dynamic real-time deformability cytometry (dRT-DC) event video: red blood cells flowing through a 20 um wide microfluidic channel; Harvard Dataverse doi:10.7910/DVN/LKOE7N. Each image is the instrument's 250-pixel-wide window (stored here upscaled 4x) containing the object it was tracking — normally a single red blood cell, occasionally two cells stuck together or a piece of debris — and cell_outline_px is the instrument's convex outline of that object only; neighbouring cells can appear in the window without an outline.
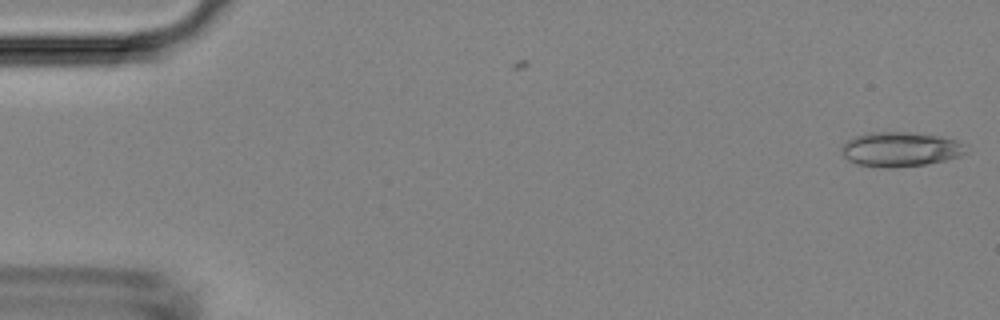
{"species": "Egyptian fruit bat (a non-hibernating species)", "species_latin": "Rousettus aegyptiacus", "temperature_condition": "room temperature", "stored_images_in_passage": 4, "camera_frame_rate_fps": 3000, "um_per_image_px": 0.085, "animal": {"sex": "female"}, "frame": {"image": 1, "passage_image": 1, "time_ms": 0.0, "image_size_px": [1000, 320], "cell_outline_px": [[968, 152], [960, 156], [948, 160], [924, 164], [892, 168], [880, 168], [856, 164], [848, 160], [844, 156], [840, 148], [852, 136], [868, 132], [916, 132], [940, 136], [956, 140], [968, 144]], "centroid_in_image_um": [76.56, 12.68], "position_along_channel_um": 8.4, "area_um2": 25.66}}
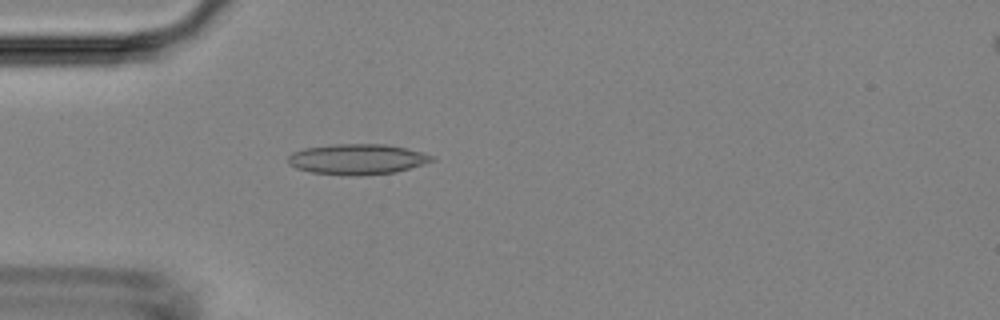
{"frame": {"image": 2, "passage_image": 4, "time_ms": 4.333, "image_size_px": [1000, 320], "cell_outline_px": [[436, 160], [424, 164], [396, 172], [360, 176], [348, 176], [312, 172], [296, 168], [288, 164], [288, 156], [292, 152], [304, 148], [332, 144], [388, 144], [424, 152], [436, 156]], "centroid_in_image_um": [30.4, 13.53], "position_along_channel_um": 54.6, "area_um2": 25.95}}